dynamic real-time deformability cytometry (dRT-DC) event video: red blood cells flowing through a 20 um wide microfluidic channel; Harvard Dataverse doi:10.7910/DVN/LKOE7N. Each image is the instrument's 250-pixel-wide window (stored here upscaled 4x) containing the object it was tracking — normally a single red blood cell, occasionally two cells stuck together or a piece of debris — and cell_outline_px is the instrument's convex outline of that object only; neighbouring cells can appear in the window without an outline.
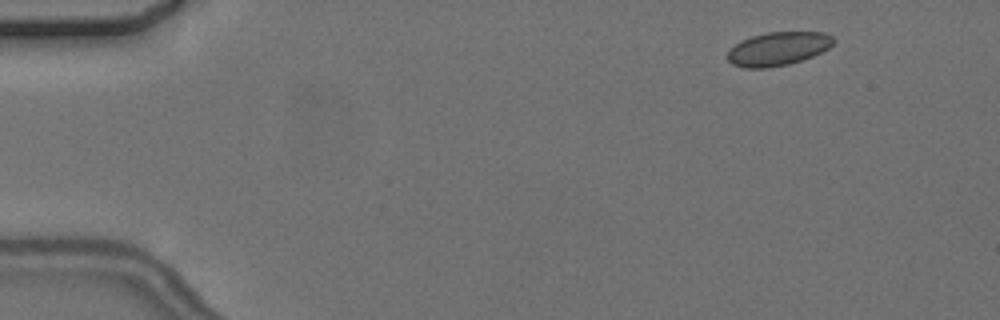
{"species": "common noctule bat (a hibernating species)", "species_latin": "Nyctalus noctula", "temperature_condition": "cold", "stored_images_in_passage": 4, "camera_frame_rate_fps": 3000, "um_per_image_px": 0.085, "animal": {"sex": "female", "body_mass_g": 24.6, "forearm_length_mm": 56.2}, "frame": {"image": 1, "passage_image": 1, "time_ms": 0.0, "image_size_px": [1000, 320], "cell_outline_px": [[836, 40], [828, 48], [812, 56], [788, 64], [768, 68], [744, 68], [732, 64], [728, 60], [728, 52], [740, 40], [752, 36], [768, 32], [824, 32], [832, 36]], "centroid_in_image_um": [66.13, 4.14], "position_along_channel_um": 18.9, "area_um2": 20.58}}
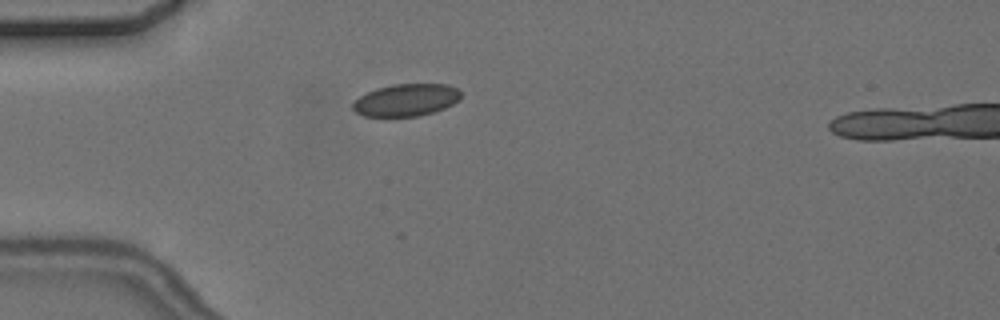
{"frame": {"image": 2, "passage_image": 4, "time_ms": 3.333, "image_size_px": [1000, 320], "cell_outline_px": [[460, 100], [444, 108], [420, 116], [364, 116], [356, 112], [352, 108], [352, 104], [360, 96], [376, 88], [392, 84], [448, 84], [456, 88], [460, 92]], "centroid_in_image_um": [34.52, 8.49], "position_along_channel_um": 50.5, "area_um2": 20.23}}